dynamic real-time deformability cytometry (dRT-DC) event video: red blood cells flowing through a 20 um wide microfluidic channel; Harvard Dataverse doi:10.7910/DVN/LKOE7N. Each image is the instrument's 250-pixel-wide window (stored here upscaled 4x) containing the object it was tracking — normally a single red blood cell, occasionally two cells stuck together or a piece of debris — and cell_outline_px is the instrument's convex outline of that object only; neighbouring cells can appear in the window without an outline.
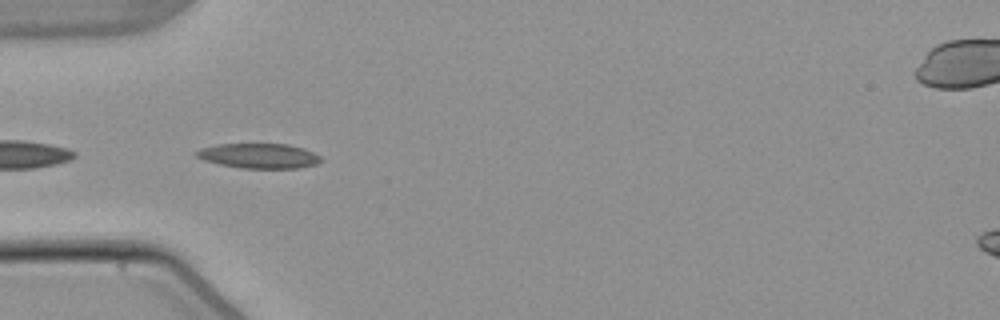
{"species": "common noctule bat (a hibernating species)", "species_latin": "Nyctalus noctula", "temperature_condition": "warm", "stored_images_in_passage": 5, "camera_frame_rate_fps": 3000, "um_per_image_px": 0.085, "animal": {"sex": "male", "body_mass_g": 21.5, "forearm_length_mm": 52.0}, "frame": {"image": 1, "passage_image": 4, "time_ms": 3.667, "image_size_px": [1000, 320], "cell_outline_px": [[324, 160], [316, 164], [300, 168], [240, 168], [220, 164], [204, 160], [196, 156], [196, 152], [200, 148], [216, 144], [288, 144], [304, 148], [320, 156]], "centroid_in_image_um": [22.03, 13.24], "position_along_channel_um": 63.0, "area_um2": 18.09}}
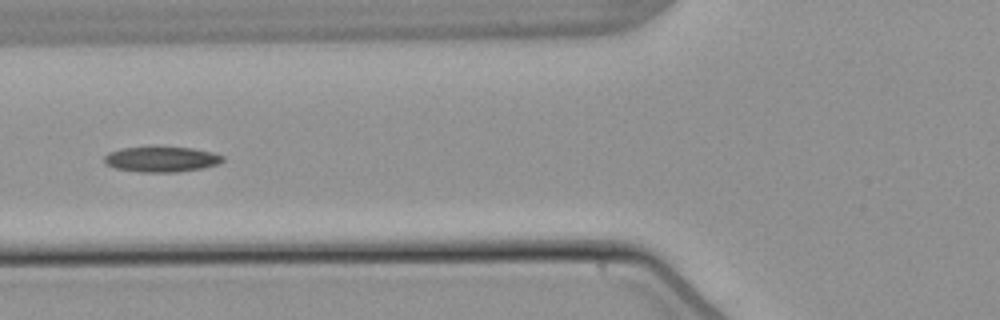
{"frame": {"image": 2, "passage_image": 5, "time_ms": 5.0, "image_size_px": [1000, 320], "cell_outline_px": [[224, 160], [216, 164], [200, 168], [176, 172], [140, 172], [116, 168], [104, 164], [104, 156], [108, 152], [124, 148], [192, 148], [212, 152], [224, 156]], "centroid_in_image_um": [13.69, 13.55], "position_along_channel_um": 112.1, "area_um2": 17.11}}